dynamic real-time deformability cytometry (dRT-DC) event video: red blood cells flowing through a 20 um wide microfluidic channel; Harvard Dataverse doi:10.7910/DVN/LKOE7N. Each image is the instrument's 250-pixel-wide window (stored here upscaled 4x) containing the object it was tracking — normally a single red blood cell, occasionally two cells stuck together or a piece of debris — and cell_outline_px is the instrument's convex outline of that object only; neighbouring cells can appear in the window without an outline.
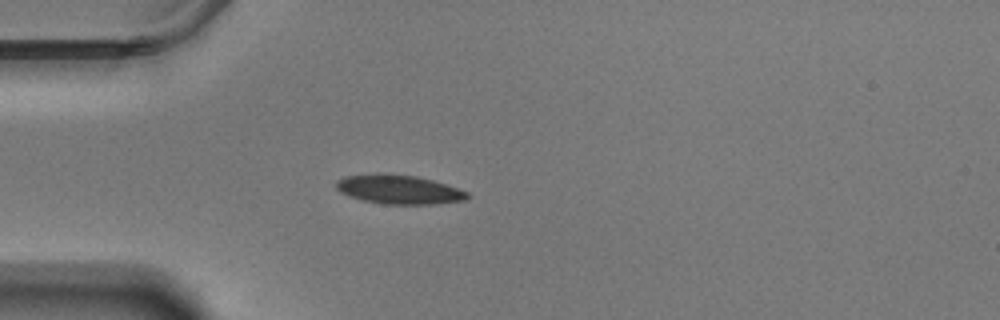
{"species": "Egyptian fruit bat (a non-hibernating species)", "species_latin": "Rousettus aegyptiacus", "temperature_condition": "warm", "stored_images_in_passage": 42, "camera_frame_rate_fps": 3000, "um_per_image_px": 0.085, "animal": {"sex": "male"}, "frame": {"image": 1, "passage_image": 1, "time_ms": 0.0, "image_size_px": [1000, 320], "cell_outline_px": [[472, 196], [464, 200], [436, 204], [384, 204], [364, 200], [340, 192], [336, 188], [336, 180], [344, 176], [376, 172], [380, 172], [416, 176], [432, 180], [468, 192]], "centroid_in_image_um": [33.88, 16.09], "position_along_channel_um": 51.1, "area_um2": 22.31}}
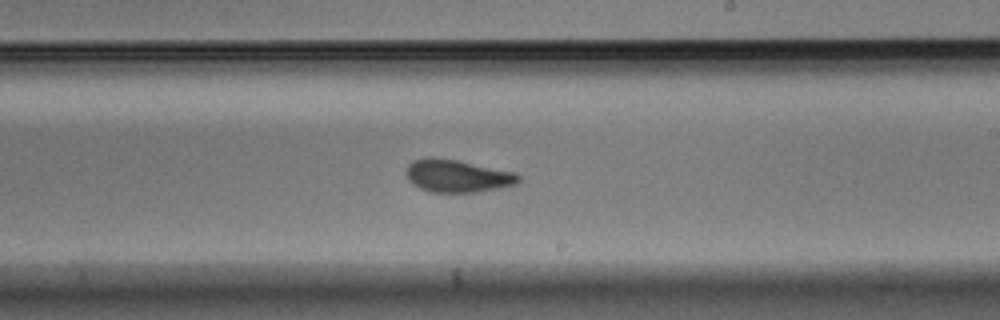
{"frame": {"image": 2, "passage_image": 19, "time_ms": 6.0, "image_size_px": [1000, 320], "cell_outline_px": [[520, 180], [516, 184], [500, 188], [476, 192], [432, 192], [420, 188], [412, 184], [408, 180], [404, 172], [408, 164], [416, 160], [432, 156], [456, 160], [516, 172], [520, 176]], "centroid_in_image_um": [38.86, 14.95], "position_along_channel_um": 250.1, "area_um2": 21.44}}
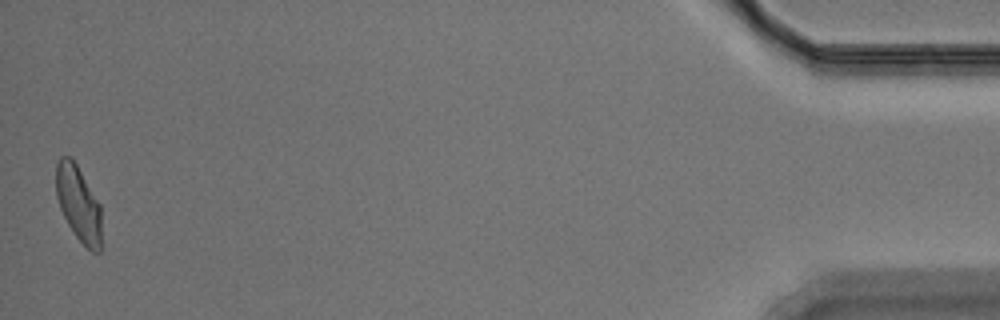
{"frame": {"image": 3, "passage_image": 42, "time_ms": 13.667, "image_size_px": [1000, 320], "cell_outline_px": [[100, 252], [92, 252], [76, 236], [68, 224], [60, 208], [56, 196], [56, 164], [60, 156], [72, 156], [100, 204]], "centroid_in_image_um": [6.65, 17.25], "position_along_channel_um": 428.6, "area_um2": 19.83}, "authors_computed_cell_mechanics": {"area_um2": 21.2704, "velocity_mm_per_s": 3.5027, "shape_relaxation_time_tau1_ms": 4.3765, "shape_relaxation_time_tau2_ms": 1.3327, "deformation_change_tau1": 0.1371, "deformation_change_tau2": 0.0683}}